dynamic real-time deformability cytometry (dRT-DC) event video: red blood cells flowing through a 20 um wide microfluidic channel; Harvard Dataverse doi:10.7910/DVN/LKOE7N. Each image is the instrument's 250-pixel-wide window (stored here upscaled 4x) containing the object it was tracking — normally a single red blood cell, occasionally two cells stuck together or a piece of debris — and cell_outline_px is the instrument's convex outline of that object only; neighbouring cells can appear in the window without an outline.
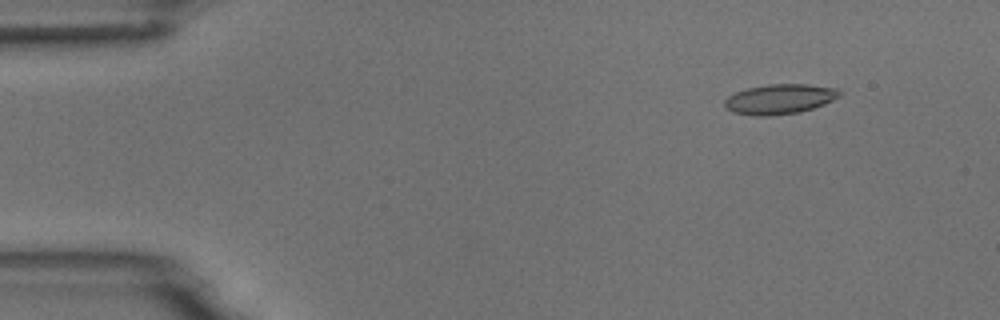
{"species": "common noctule bat (a hibernating species)", "species_latin": "Nyctalus noctula", "temperature_condition": "room temperature", "stored_images_in_passage": 3, "camera_frame_rate_fps": 3000, "um_per_image_px": 0.085, "animal": {"sex": "male", "body_mass_g": 18.8}, "frame": {"image": 1, "passage_image": 1, "time_ms": 0.0, "image_size_px": [1000, 320], "cell_outline_px": [[840, 96], [824, 104], [800, 112], [768, 116], [756, 116], [732, 112], [724, 108], [724, 100], [728, 96], [736, 92], [748, 88], [768, 84], [808, 84], [836, 88], [840, 92]], "centroid_in_image_um": [66.24, 8.42], "position_along_channel_um": 18.8, "area_um2": 20.06}}